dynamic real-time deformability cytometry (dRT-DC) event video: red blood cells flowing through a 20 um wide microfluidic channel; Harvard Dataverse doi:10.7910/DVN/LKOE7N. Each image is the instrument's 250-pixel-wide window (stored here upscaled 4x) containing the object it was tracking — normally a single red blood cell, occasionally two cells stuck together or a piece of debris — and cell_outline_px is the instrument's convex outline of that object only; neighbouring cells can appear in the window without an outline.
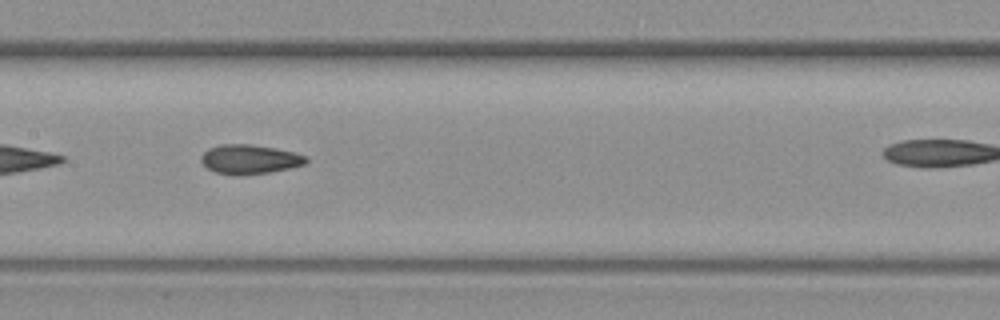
{"species": "common noctule bat (a hibernating species)", "species_latin": "Nyctalus noctula", "temperature_condition": "warm", "stored_images_in_passage": 21, "camera_frame_rate_fps": 3000, "um_per_image_px": 0.085, "animal": {"sex": "female", "body_mass_g": 19.3, "forearm_length_mm": 54.1}, "frame": {"image": 1, "passage_image": 12, "time_ms": 3.667, "image_size_px": [1000, 320], "cell_outline_px": [[308, 160], [304, 164], [288, 168], [268, 172], [240, 176], [236, 176], [216, 172], [208, 168], [200, 160], [200, 156], [208, 148], [220, 144], [252, 144], [276, 148], [296, 152], [308, 156]], "centroid_in_image_um": [21.21, 13.53], "position_along_channel_um": 186.2, "area_um2": 18.09}}